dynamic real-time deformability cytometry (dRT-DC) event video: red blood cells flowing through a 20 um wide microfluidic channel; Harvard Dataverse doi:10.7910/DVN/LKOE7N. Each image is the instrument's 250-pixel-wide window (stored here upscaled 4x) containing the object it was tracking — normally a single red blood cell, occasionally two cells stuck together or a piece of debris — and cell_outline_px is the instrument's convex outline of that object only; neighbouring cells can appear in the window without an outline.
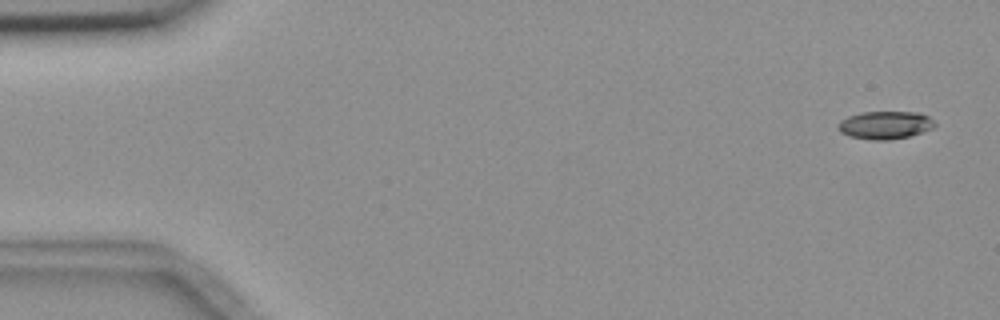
{"species": "common noctule bat (a hibernating species)", "species_latin": "Nyctalus noctula", "temperature_condition": "room temperature", "stored_images_in_passage": 6, "camera_frame_rate_fps": 3000, "um_per_image_px": 0.085, "animal": {"sex": "female", "body_mass_g": 18.4}, "frame": {"image": 1, "passage_image": 1, "time_ms": 0.0, "image_size_px": [1000, 320], "cell_outline_px": [[936, 124], [932, 128], [908, 136], [888, 140], [872, 140], [848, 136], [840, 132], [836, 128], [836, 124], [840, 120], [848, 116], [860, 112], [920, 112], [928, 116]], "centroid_in_image_um": [75.17, 10.62], "position_along_channel_um": 9.8, "area_um2": 15.78}}